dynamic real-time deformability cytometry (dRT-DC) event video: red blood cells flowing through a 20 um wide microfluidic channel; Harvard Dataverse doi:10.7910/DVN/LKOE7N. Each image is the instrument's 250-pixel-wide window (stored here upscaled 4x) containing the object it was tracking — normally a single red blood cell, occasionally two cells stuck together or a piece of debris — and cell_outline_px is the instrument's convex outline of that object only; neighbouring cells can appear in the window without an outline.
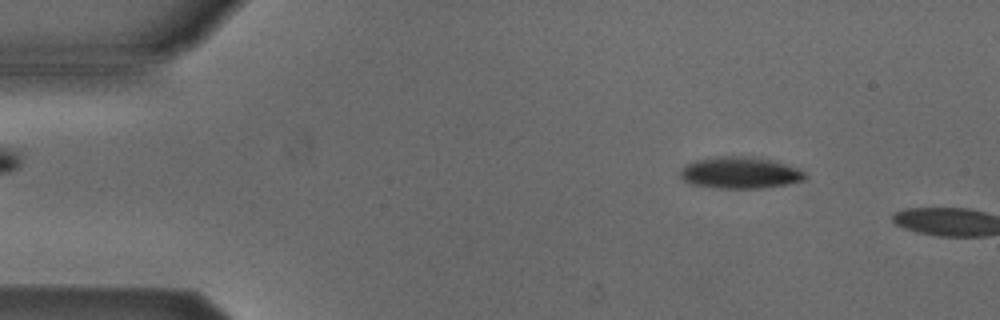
{"species": "Egyptian fruit bat (a non-hibernating species)", "species_latin": "Rousettus aegyptiacus", "temperature_condition": "cold", "stored_images_in_passage": 8, "camera_frame_rate_fps": 3000, "um_per_image_px": 0.085, "animal": {"sex": "male"}, "frame": {"image": 1, "passage_image": 6, "time_ms": 1.667, "image_size_px": [1000, 320], "cell_outline_px": [[804, 180], [764, 188], [712, 188], [688, 184], [680, 180], [676, 172], [680, 168], [696, 160], [716, 156], [760, 156], [776, 160], [796, 168], [804, 172]], "centroid_in_image_um": [62.8, 14.67], "position_along_channel_um": 22.2, "area_um2": 23.58}}